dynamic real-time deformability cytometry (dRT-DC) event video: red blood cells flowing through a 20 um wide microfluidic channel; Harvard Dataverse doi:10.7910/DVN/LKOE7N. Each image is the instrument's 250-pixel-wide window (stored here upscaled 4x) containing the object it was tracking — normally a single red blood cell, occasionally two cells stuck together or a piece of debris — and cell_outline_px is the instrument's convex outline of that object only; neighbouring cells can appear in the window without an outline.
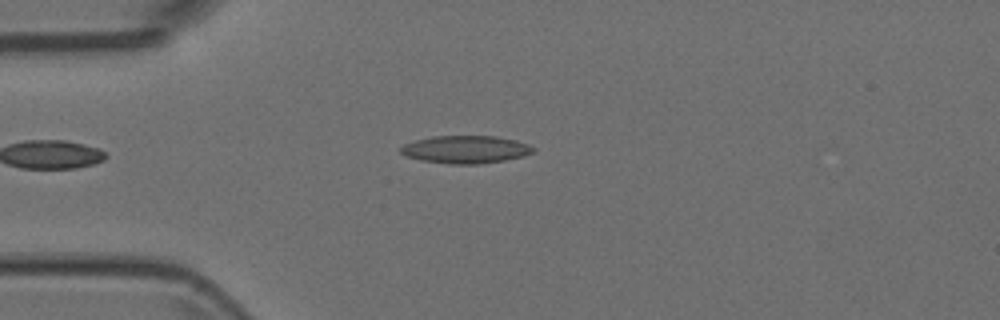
{"species": "Egyptian fruit bat (a non-hibernating species)", "species_latin": "Rousettus aegyptiacus", "temperature_condition": "room temperature", "stored_images_in_passage": 4, "camera_frame_rate_fps": 3000, "um_per_image_px": 0.085, "animal": {"sex": "female"}, "frame": {"image": 1, "passage_image": 4, "time_ms": 1.0, "image_size_px": [1000, 320], "cell_outline_px": [[536, 148], [532, 152], [524, 156], [504, 160], [480, 164], [452, 164], [420, 160], [404, 156], [400, 152], [400, 148], [404, 144], [416, 140], [432, 136], [496, 136], [516, 140], [528, 144]], "centroid_in_image_um": [39.57, 12.7], "position_along_channel_um": 45.4, "area_um2": 21.44}}